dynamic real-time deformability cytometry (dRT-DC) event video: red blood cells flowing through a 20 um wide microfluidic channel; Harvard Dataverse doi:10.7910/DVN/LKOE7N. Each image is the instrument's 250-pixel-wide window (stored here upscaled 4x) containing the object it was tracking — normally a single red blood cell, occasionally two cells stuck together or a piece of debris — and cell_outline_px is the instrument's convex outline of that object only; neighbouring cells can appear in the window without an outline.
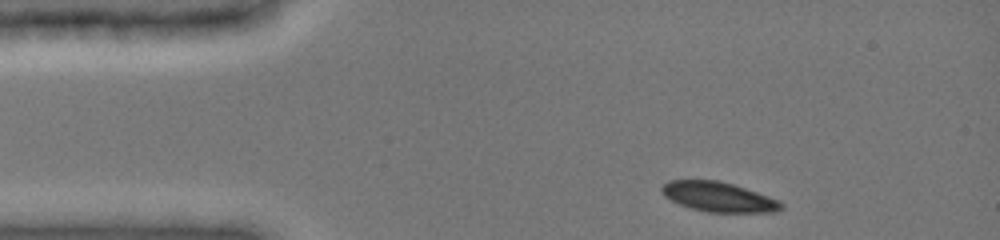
{"species": "common noctule bat (a hibernating species)", "species_latin": "Nyctalus noctula", "temperature_condition": "cold", "stored_images_in_passage": 3, "camera_frame_rate_fps": 3000, "um_per_image_px": 0.085, "animal": {"sex": "female", "body_mass_g": 19.0, "forearm_length_mm": 51.5}, "frame": {"image": 1, "passage_image": 1, "time_ms": 0.0, "image_size_px": [1000, 240], "cell_outline_px": [[784, 208], [776, 212], [708, 212], [692, 208], [680, 204], [664, 196], [660, 188], [668, 180], [720, 180], [780, 200], [784, 204]], "centroid_in_image_um": [61.1, 16.73], "position_along_channel_um": 23.9, "area_um2": 20.63}}
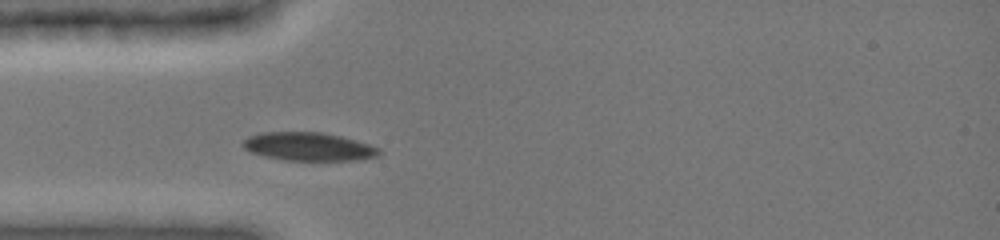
{"frame": {"image": 2, "passage_image": 3, "time_ms": 2.333, "image_size_px": [1000, 240], "cell_outline_px": [[380, 152], [376, 156], [356, 160], [284, 160], [264, 156], [252, 152], [244, 148], [240, 144], [248, 136], [260, 132], [320, 132], [340, 136], [368, 144], [380, 148]], "centroid_in_image_um": [26.18, 12.45], "position_along_channel_um": 58.8, "area_um2": 22.31}}